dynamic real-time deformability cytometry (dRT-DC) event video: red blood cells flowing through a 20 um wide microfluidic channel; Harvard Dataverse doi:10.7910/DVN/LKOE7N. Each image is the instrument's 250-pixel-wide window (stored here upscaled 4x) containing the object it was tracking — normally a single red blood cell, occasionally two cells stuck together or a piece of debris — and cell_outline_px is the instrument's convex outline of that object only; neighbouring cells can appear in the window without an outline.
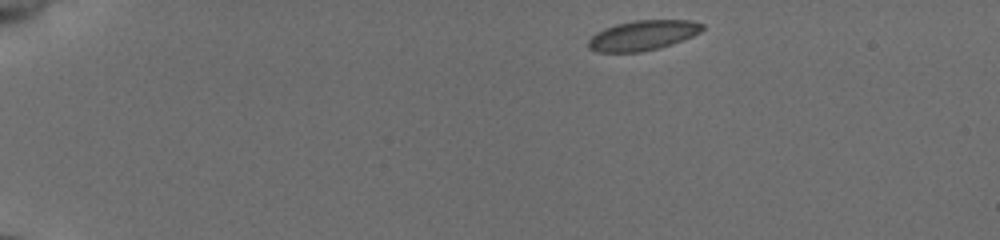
{"species": "common noctule bat (a hibernating species)", "species_latin": "Nyctalus noctula", "temperature_condition": "cold", "stored_images_in_passage": 45, "camera_frame_rate_fps": 3000, "um_per_image_px": 0.085, "animal": {"sex": "female", "body_mass_g": 19.5, "forearm_length_mm": 54.1}, "frame": {"image": 1, "passage_image": 1, "time_ms": 0.0, "image_size_px": [1000, 240], "cell_outline_px": [[704, 28], [700, 32], [692, 36], [672, 44], [660, 48], [640, 52], [596, 52], [588, 48], [588, 40], [596, 32], [604, 28], [616, 24], [636, 20], [692, 20], [704, 24]], "centroid_in_image_um": [54.63, 3.0], "position_along_channel_um": 30.4, "area_um2": 20.0}}
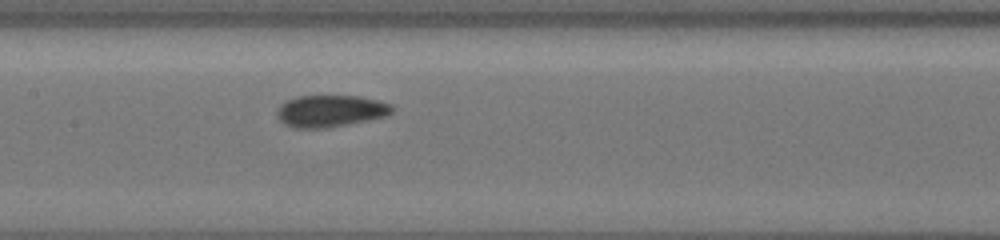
{"frame": {"image": 2, "passage_image": 20, "time_ms": 6.333, "image_size_px": [1000, 240], "cell_outline_px": [[396, 108], [388, 116], [328, 128], [292, 128], [284, 124], [276, 116], [276, 108], [280, 104], [296, 96], [356, 96], [376, 100], [392, 104]], "centroid_in_image_um": [28.07, 9.44], "position_along_channel_um": 179.3, "area_um2": 21.62}}
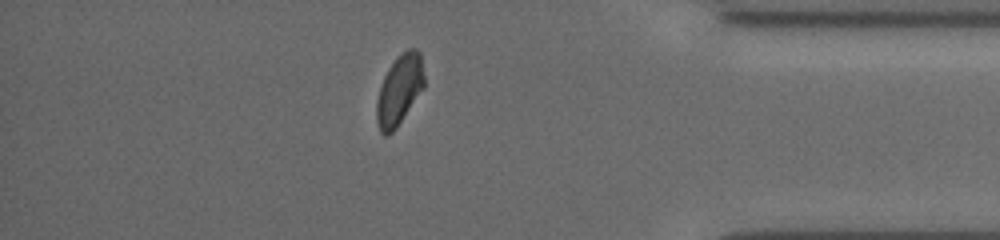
{"frame": {"image": 3, "passage_image": 39, "time_ms": 12.667, "image_size_px": [1000, 240], "cell_outline_px": [[424, 88], [396, 128], [388, 136], [384, 136], [380, 132], [376, 120], [376, 100], [384, 76], [388, 68], [396, 56], [400, 52], [408, 48], [416, 48], [420, 52], [424, 76]], "centroid_in_image_um": [33.94, 7.63], "position_along_channel_um": 401.3, "area_um2": 19.65}, "authors_computed_cell_mechanics": {"area_um2": 20.23, "velocity_mm_per_s": 3.8549, "shape_relaxation_time_tau1_ms": 3.8561, "shape_relaxation_time_tau2_ms": 1.1334, "deformation_change_tau1": 0.0801, "deformation_change_tau2": 0.0468}}